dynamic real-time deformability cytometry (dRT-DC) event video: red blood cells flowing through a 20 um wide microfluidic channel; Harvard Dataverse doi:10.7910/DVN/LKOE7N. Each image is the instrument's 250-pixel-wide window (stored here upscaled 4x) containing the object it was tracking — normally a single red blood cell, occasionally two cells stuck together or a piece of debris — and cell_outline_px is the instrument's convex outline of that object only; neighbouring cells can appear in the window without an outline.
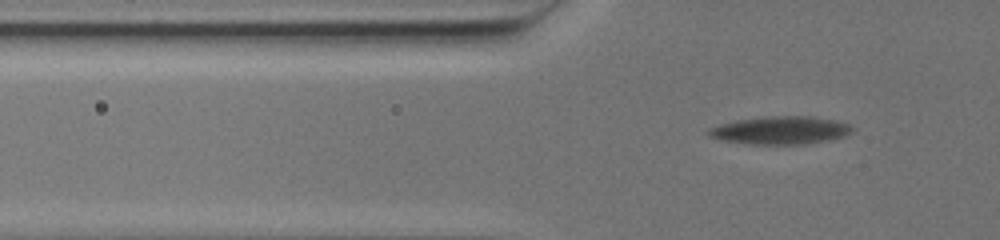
{"species": "common noctule bat (a hibernating species)", "species_latin": "Nyctalus noctula", "temperature_condition": "warm", "stored_images_in_passage": 54, "segment_of_instrument_passage": [1, 2], "camera_frame_rate_fps": 3000, "um_per_image_px": 0.085, "animal": {"sex": "female", "body_mass_g": 19.5, "forearm_length_mm": 54.1}, "frame": {"image": 1, "passage_image": 2, "time_ms": 0.333, "image_size_px": [1000, 240], "cell_outline_px": [[852, 128], [848, 132], [840, 136], [828, 140], [804, 144], [744, 144], [724, 140], [708, 136], [708, 128], [740, 120], [776, 116], [812, 116], [848, 124]], "centroid_in_image_um": [66.28, 11.09], "position_along_channel_um": 59.5, "area_um2": 22.6}}
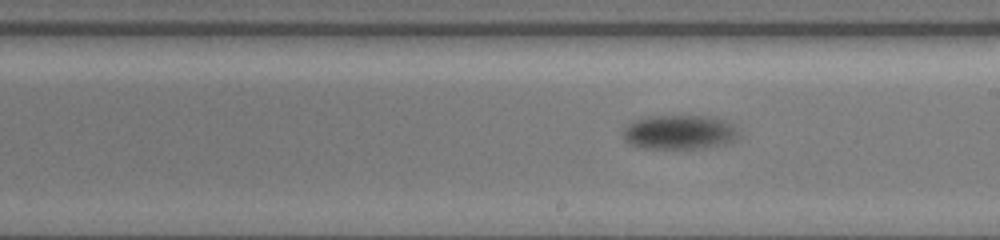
{"frame": {"image": 2, "passage_image": 23, "time_ms": 7.333, "image_size_px": [1000, 240], "cell_outline_px": [[736, 136], [732, 140], [724, 144], [704, 148], [640, 148], [624, 140], [624, 128], [628, 124], [636, 120], [648, 116], [708, 116], [720, 120], [736, 128]], "centroid_in_image_um": [57.68, 11.24], "position_along_channel_um": 231.3, "area_um2": 22.6}}
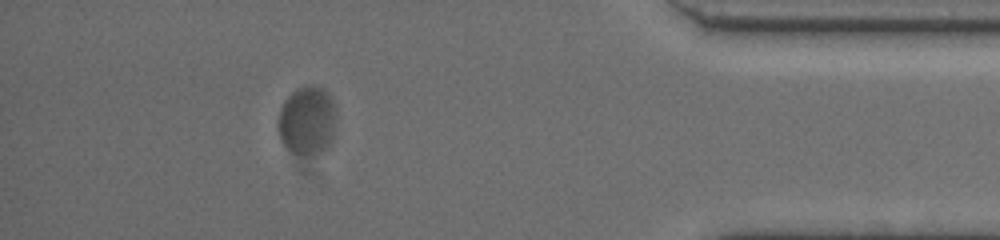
{"frame": {"image": 3, "passage_image": 47, "time_ms": 15.333, "image_size_px": [1000, 240], "cell_outline_px": [[336, 112], [332, 136], [328, 144], [320, 156], [300, 156], [292, 152], [280, 140], [280, 108], [284, 100], [292, 92], [300, 88], [320, 88], [328, 92], [332, 100]], "centroid_in_image_um": [26.12, 10.32], "position_along_channel_um": 409.1, "area_um2": 22.89}}